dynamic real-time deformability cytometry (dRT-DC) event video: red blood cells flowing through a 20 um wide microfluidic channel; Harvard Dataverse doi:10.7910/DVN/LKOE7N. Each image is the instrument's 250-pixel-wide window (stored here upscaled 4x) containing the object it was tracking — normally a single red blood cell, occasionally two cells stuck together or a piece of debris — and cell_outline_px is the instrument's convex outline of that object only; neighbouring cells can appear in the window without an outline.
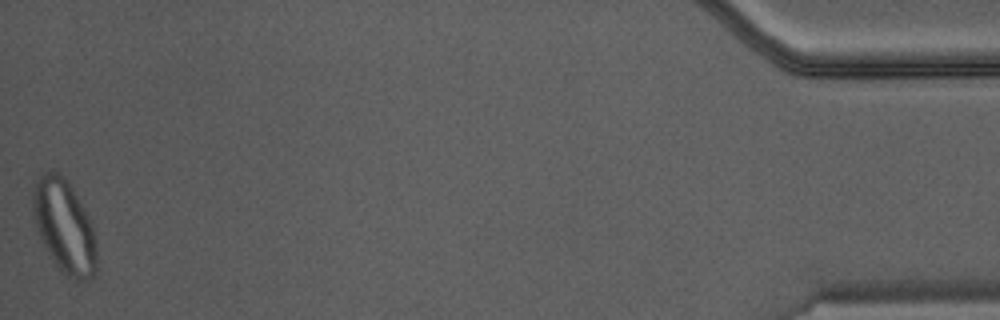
{"species": "Egyptian fruit bat (a non-hibernating species)", "species_latin": "Rousettus aegyptiacus", "temperature_condition": "warm", "stored_images_in_passage": 47, "camera_frame_rate_fps": 3000, "um_per_image_px": 0.085, "animal": {"sex": "male"}, "frame": {"image": 1, "passage_image": 47, "time_ms": 15.333, "image_size_px": [1000, 320], "cell_outline_px": [[96, 268], [92, 276], [88, 280], [76, 280], [64, 276], [60, 272], [48, 252], [36, 228], [32, 212], [32, 192], [36, 180], [44, 172], [56, 172], [64, 176], [72, 188], [92, 228], [96, 252]], "centroid_in_image_um": [5.42, 19.27], "position_along_channel_um": 429.8, "area_um2": 34.04}}